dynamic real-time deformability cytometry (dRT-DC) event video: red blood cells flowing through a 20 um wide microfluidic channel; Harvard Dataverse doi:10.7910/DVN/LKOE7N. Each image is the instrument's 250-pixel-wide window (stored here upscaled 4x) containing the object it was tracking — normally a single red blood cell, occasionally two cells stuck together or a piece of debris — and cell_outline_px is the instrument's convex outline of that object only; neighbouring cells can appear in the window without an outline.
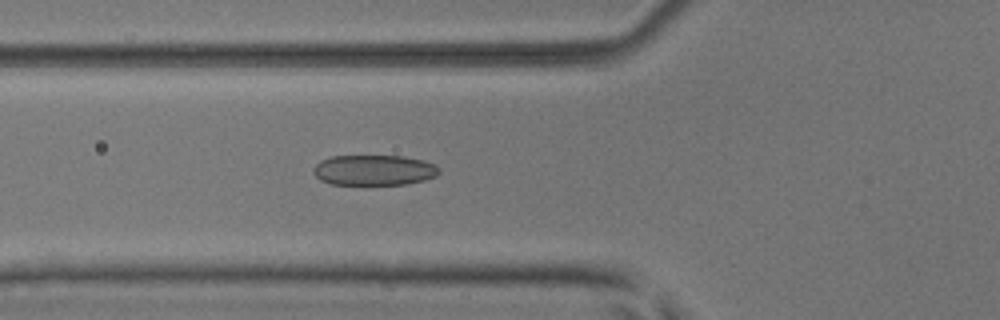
{"species": "common noctule bat (a hibernating species)", "species_latin": "Nyctalus noctula", "temperature_condition": "room temperature", "stored_images_in_passage": 53, "camera_frame_rate_fps": 3000, "um_per_image_px": 0.085, "animal": {"sex": "male", "body_mass_g": 17.9, "forearm_length_mm": 54.2}, "frame": {"image": 1, "passage_image": 20, "time_ms": 6.333, "image_size_px": [1000, 320], "cell_outline_px": [[440, 172], [436, 176], [424, 180], [404, 184], [332, 184], [320, 180], [312, 172], [312, 168], [320, 160], [332, 156], [404, 156], [424, 160], [436, 164], [440, 168]], "centroid_in_image_um": [31.8, 14.45], "position_along_channel_um": 94.0, "area_um2": 22.43}}
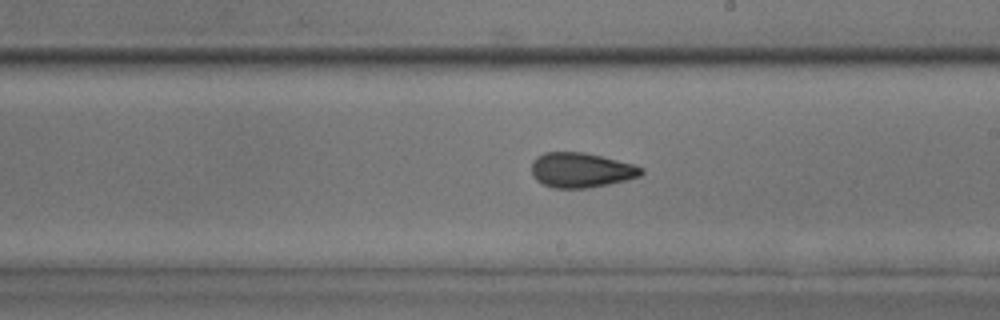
{"frame": {"image": 2, "passage_image": 31, "time_ms": 10.0, "image_size_px": [1000, 320], "cell_outline_px": [[644, 172], [640, 176], [608, 184], [584, 188], [556, 188], [544, 184], [536, 180], [532, 172], [532, 160], [536, 156], [544, 152], [584, 152], [632, 164], [644, 168]], "centroid_in_image_um": [49.37, 14.45], "position_along_channel_um": 239.6, "area_um2": 22.08}}
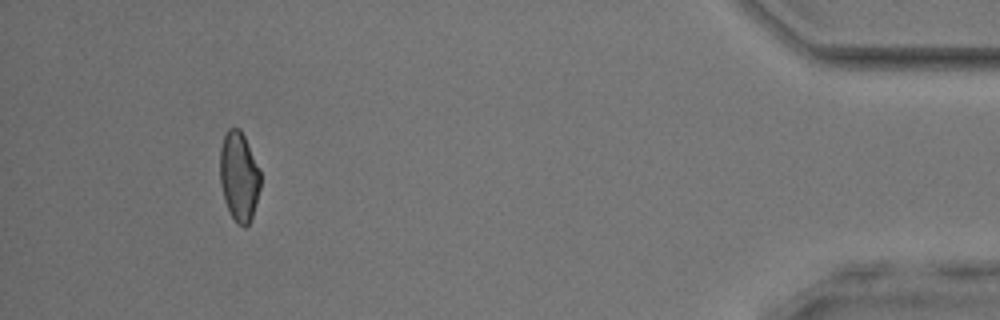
{"frame": {"image": 3, "passage_image": 49, "time_ms": 16.0, "image_size_px": [1000, 320], "cell_outline_px": [[260, 188], [252, 216], [248, 224], [244, 228], [236, 224], [224, 200], [220, 184], [220, 148], [224, 136], [228, 128], [240, 128], [260, 168]], "centroid_in_image_um": [20.31, 15.0], "position_along_channel_um": 414.9, "area_um2": 21.15}, "authors_computed_cell_mechanics": {"area_um2": 22.4264, "velocity_mm_per_s": 3.9762, "shape_relaxation_time_tau1_ms": 3.1534, "shape_relaxation_time_tau2_ms": 1.9353, "deformation_change_tau1": 0.1177, "deformation_change_tau2": 0.0914}}